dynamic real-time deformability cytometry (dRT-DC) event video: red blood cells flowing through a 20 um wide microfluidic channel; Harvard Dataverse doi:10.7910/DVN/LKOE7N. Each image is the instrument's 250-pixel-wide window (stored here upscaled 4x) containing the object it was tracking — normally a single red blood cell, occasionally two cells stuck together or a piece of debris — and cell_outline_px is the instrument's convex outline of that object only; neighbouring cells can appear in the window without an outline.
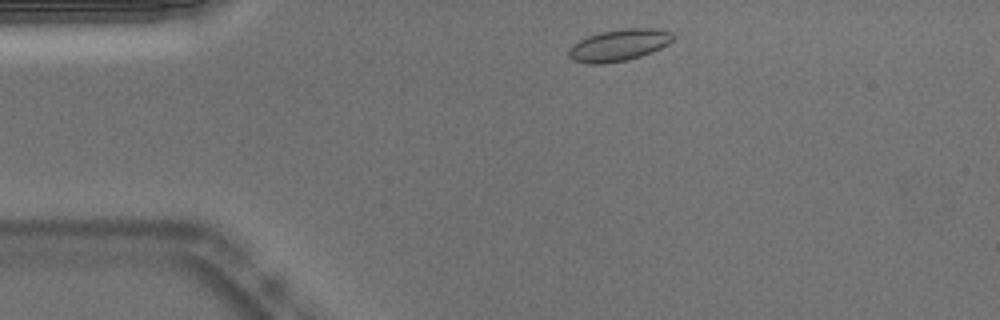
{"species": "Egyptian fruit bat (a non-hibernating species)", "species_latin": "Rousettus aegyptiacus", "temperature_condition": "warm", "stored_images_in_passage": 45, "segment_of_instrument_passage": [1, 2], "camera_frame_rate_fps": 3000, "um_per_image_px": 0.085, "animal": {"sex": "male"}, "frame": {"image": 1, "passage_image": 3, "time_ms": 0.667, "image_size_px": [1000, 320], "cell_outline_px": [[676, 36], [668, 44], [652, 52], [640, 56], [624, 60], [604, 64], [588, 64], [572, 60], [568, 56], [568, 52], [572, 44], [588, 36], [600, 32], [624, 28], [656, 28], [672, 32]], "centroid_in_image_um": [52.61, 3.83], "position_along_channel_um": 32.4, "area_um2": 19.36}}
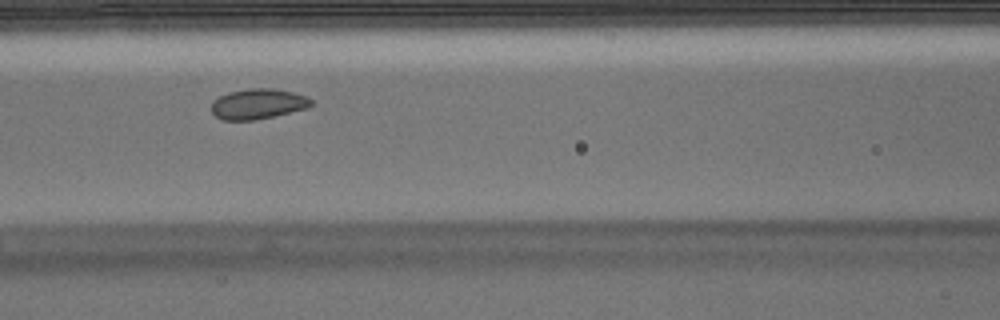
{"frame": {"image": 2, "passage_image": 15, "time_ms": 4.667, "image_size_px": [1000, 320], "cell_outline_px": [[312, 104], [308, 108], [256, 120], [220, 120], [212, 112], [212, 100], [228, 92], [248, 88], [272, 88], [292, 92], [308, 96], [312, 100]], "centroid_in_image_um": [21.92, 8.83], "position_along_channel_um": 144.7, "area_um2": 17.74}}
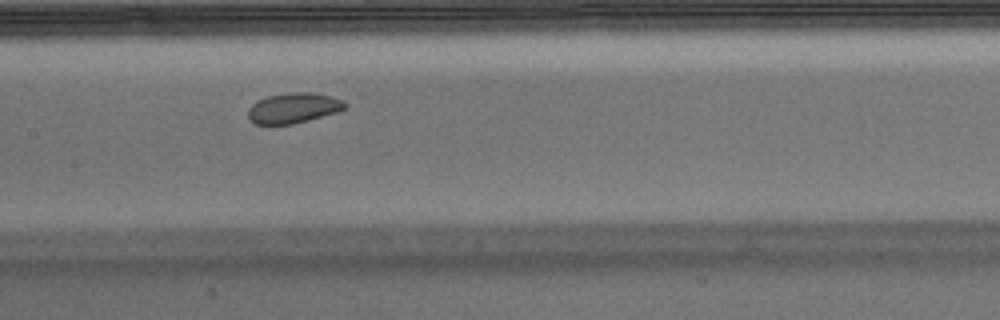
{"frame": {"image": 3, "passage_image": 18, "time_ms": 5.667, "image_size_px": [1000, 320], "cell_outline_px": [[348, 108], [336, 112], [308, 120], [292, 124], [256, 124], [248, 116], [248, 108], [256, 100], [268, 96], [288, 92], [312, 92], [328, 96], [340, 100], [348, 104]], "centroid_in_image_um": [24.93, 9.17], "position_along_channel_um": 182.5, "area_um2": 16.99}}